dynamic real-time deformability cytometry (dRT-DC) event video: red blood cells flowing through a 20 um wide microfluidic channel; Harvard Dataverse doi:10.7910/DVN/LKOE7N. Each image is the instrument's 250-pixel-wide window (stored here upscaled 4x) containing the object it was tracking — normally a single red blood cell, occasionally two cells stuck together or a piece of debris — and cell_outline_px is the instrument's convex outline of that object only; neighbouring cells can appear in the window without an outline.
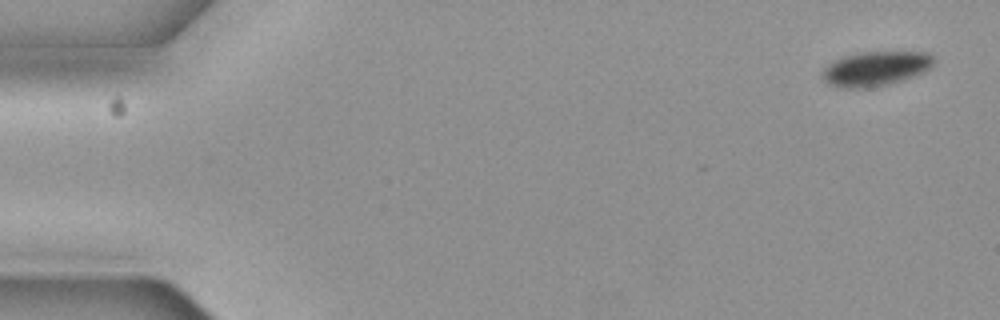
{"species": "common noctule bat (a hibernating species)", "species_latin": "Nyctalus noctula", "temperature_condition": "cold", "stored_images_in_passage": 4, "camera_frame_rate_fps": 3000, "um_per_image_px": 0.085, "animal": {"sex": "female", "body_mass_g": 19.3, "forearm_length_mm": 54.1}, "frame": {"image": 1, "passage_image": 1, "time_ms": 0.0, "image_size_px": [1000, 320], "cell_outline_px": [[936, 60], [924, 72], [904, 80], [888, 84], [868, 88], [840, 88], [828, 84], [820, 76], [820, 72], [832, 60], [844, 56], [860, 52], [928, 52]], "centroid_in_image_um": [74.38, 5.84], "position_along_channel_um": 10.6, "area_um2": 22.72}}